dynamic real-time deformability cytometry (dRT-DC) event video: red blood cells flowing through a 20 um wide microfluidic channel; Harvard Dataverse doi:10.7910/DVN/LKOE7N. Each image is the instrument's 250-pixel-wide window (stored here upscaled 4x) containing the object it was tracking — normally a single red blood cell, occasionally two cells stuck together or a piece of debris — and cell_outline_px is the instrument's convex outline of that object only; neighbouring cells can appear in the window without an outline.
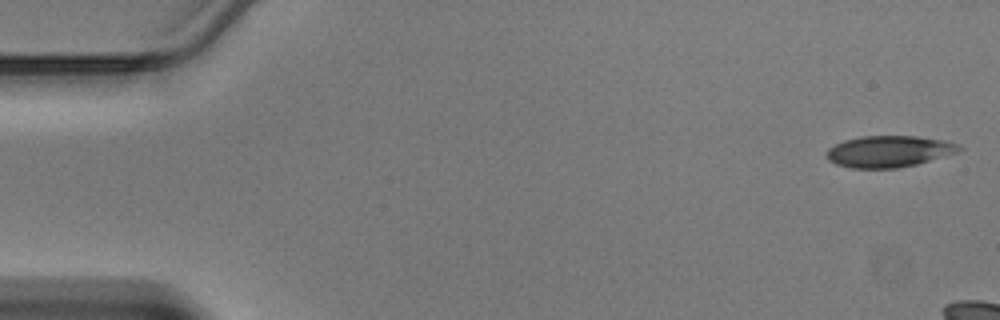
{"species": "Egyptian fruit bat (a non-hibernating species)", "species_latin": "Rousettus aegyptiacus", "temperature_condition": "warm", "stored_images_in_passage": 8, "camera_frame_rate_fps": 3000, "um_per_image_px": 0.085, "animal": {"sex": "male"}, "frame": {"image": 1, "passage_image": 1, "time_ms": 0.0, "image_size_px": [1000, 320], "cell_outline_px": [[964, 148], [960, 152], [916, 164], [900, 168], [852, 168], [836, 164], [828, 160], [828, 148], [844, 140], [860, 136], [916, 136], [944, 140], [956, 144]], "centroid_in_image_um": [75.59, 12.87], "position_along_channel_um": 9.4, "area_um2": 24.28}}